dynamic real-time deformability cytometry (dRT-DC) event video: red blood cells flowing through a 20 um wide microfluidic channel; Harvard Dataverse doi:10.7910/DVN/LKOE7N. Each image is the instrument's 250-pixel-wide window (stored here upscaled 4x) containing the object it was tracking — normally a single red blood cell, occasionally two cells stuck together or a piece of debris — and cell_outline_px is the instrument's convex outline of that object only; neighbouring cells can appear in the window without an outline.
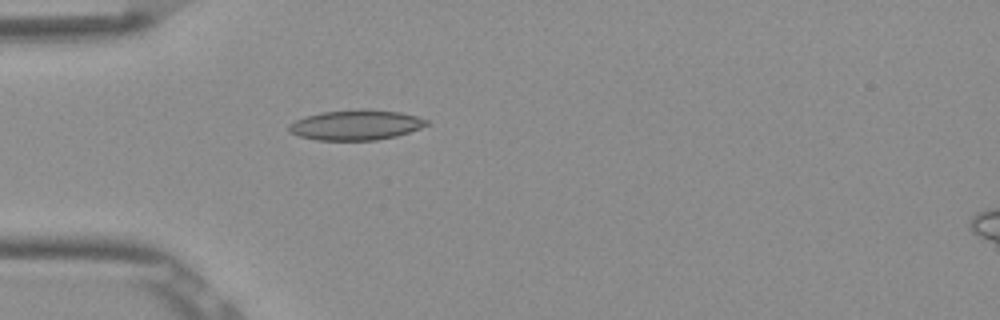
{"species": "Egyptian fruit bat (a non-hibernating species)", "species_latin": "Rousettus aegyptiacus", "temperature_condition": "room temperature", "stored_images_in_passage": 38, "camera_frame_rate_fps": 3000, "um_per_image_px": 0.085, "frame": {"image": 1, "passage_image": 1, "time_ms": 0.0, "image_size_px": [1000, 320], "cell_outline_px": [[432, 124], [396, 136], [376, 140], [316, 140], [300, 136], [288, 132], [288, 124], [296, 120], [320, 112], [360, 108], [364, 108], [400, 112], [416, 116], [428, 120]], "centroid_in_image_um": [30.26, 10.61], "position_along_channel_um": 54.7, "area_um2": 24.39}}
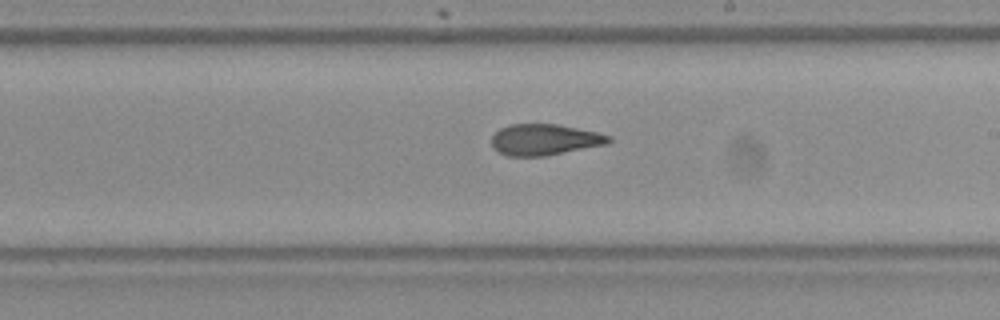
{"frame": {"image": 2, "passage_image": 16, "time_ms": 5.0, "image_size_px": [1000, 320], "cell_outline_px": [[612, 140], [608, 144], [544, 156], [508, 156], [492, 148], [492, 136], [500, 128], [512, 124], [556, 124], [596, 132], [612, 136]], "centroid_in_image_um": [46.29, 11.87], "position_along_channel_um": 242.7, "area_um2": 21.15}}
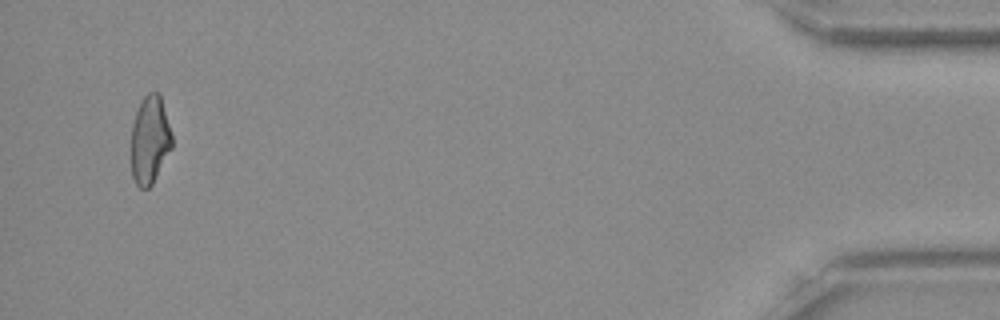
{"frame": {"image": 3, "passage_image": 36, "time_ms": 11.667, "image_size_px": [1000, 320], "cell_outline_px": [[172, 148], [152, 184], [148, 188], [140, 188], [136, 184], [132, 176], [132, 124], [136, 112], [144, 96], [148, 92], [160, 92], [172, 132]], "centroid_in_image_um": [12.76, 11.87], "position_along_channel_um": 422.4, "area_um2": 20.98}, "authors_computed_cell_mechanics": {"area_um2": 21.7328, "velocity_mm_per_s": 3.8891, "shape_relaxation_time_tau1_ms": null, "shape_relaxation_time_tau2_ms": 2.6673, "deformation_change_tau1": null, "deformation_change_tau2": 0.089}}